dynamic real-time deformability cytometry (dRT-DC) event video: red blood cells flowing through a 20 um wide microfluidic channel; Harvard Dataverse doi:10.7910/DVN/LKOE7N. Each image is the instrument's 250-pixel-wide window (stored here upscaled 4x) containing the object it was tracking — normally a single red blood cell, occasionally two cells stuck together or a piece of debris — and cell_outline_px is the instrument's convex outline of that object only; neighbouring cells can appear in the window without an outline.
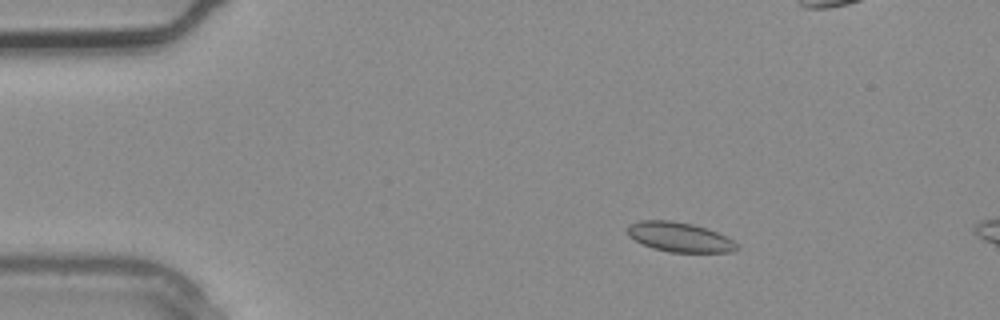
{"species": "common noctule bat (a hibernating species)", "species_latin": "Nyctalus noctula", "temperature_condition": "warm", "stored_images_in_passage": 3, "camera_frame_rate_fps": 3000, "um_per_image_px": 0.085, "animal": {"sex": "male", "body_mass_g": 20.4}, "frame": {"image": 1, "passage_image": 2, "time_ms": 0.333, "image_size_px": [1000, 320], "cell_outline_px": [[740, 248], [732, 252], [668, 252], [652, 248], [628, 236], [628, 224], [640, 220], [672, 220], [692, 224], [716, 232], [732, 240]], "centroid_in_image_um": [57.74, 20.15], "position_along_channel_um": 27.3, "area_um2": 18.73}}